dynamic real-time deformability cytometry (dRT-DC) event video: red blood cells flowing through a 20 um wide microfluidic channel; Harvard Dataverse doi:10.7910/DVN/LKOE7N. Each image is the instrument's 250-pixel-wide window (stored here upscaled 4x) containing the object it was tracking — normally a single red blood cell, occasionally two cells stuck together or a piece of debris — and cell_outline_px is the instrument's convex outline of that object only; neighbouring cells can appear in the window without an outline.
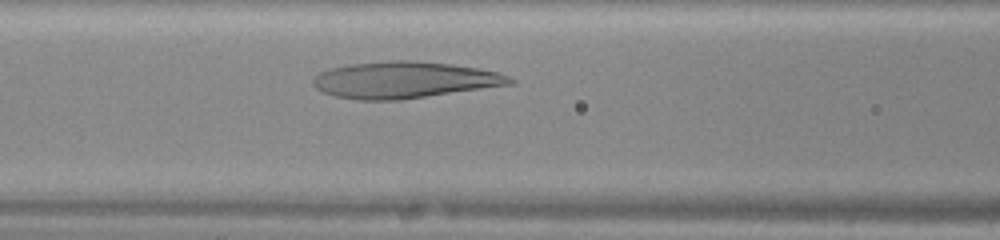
{"species": "human", "species_latin": "Homo sapiens", "temperature_condition": "warm", "stored_images_in_passage": 27, "camera_frame_rate_fps": 3000, "um_per_image_px": 0.085, "donor": {"sex": "female"}, "frame": {"image": 1, "passage_image": 10, "time_ms": 3.0, "image_size_px": [1000, 240], "cell_outline_px": [[516, 80], [512, 84], [400, 100], [360, 100], [336, 96], [324, 92], [316, 88], [312, 84], [312, 80], [320, 72], [332, 68], [352, 64], [392, 60], [412, 60], [448, 64], [476, 68], [496, 72], [508, 76]], "centroid_in_image_um": [34.35, 6.8], "position_along_channel_um": 132.2, "area_um2": 41.44}}
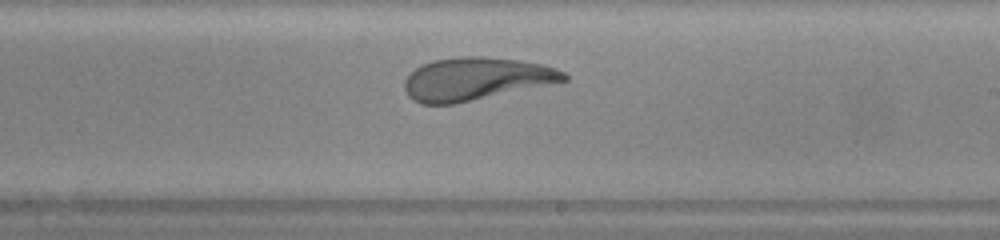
{"frame": {"image": 2, "passage_image": 18, "time_ms": 5.667, "image_size_px": [1000, 240], "cell_outline_px": [[568, 80], [452, 104], [420, 104], [412, 100], [408, 96], [404, 88], [404, 80], [416, 68], [424, 64], [436, 60], [460, 56], [484, 56], [520, 60], [540, 64], [556, 68], [564, 72], [568, 76]], "centroid_in_image_um": [40.43, 6.7], "position_along_channel_um": 248.6, "area_um2": 39.3}}
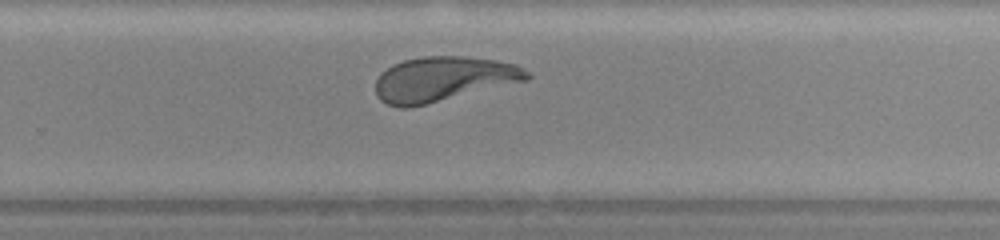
{"frame": {"image": 3, "passage_image": 21, "time_ms": 6.667, "image_size_px": [1000, 240], "cell_outline_px": [[532, 76], [528, 80], [408, 108], [400, 108], [388, 104], [380, 100], [376, 96], [376, 80], [380, 72], [392, 64], [404, 60], [424, 56], [460, 56], [496, 60], [516, 64], [524, 68]], "centroid_in_image_um": [37.66, 6.71], "position_along_channel_um": 292.1, "area_um2": 39.48}}